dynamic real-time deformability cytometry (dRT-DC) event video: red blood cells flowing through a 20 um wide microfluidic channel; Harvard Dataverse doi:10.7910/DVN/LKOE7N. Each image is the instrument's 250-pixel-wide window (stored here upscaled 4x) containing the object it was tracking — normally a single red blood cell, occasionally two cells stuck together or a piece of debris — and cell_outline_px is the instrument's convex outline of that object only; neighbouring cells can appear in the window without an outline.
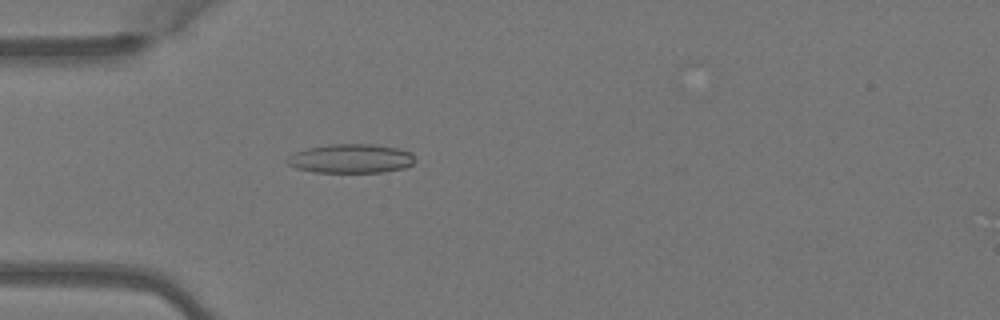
{"species": "Egyptian fruit bat (a non-hibernating species)", "species_latin": "Rousettus aegyptiacus", "temperature_condition": "warm", "stored_images_in_passage": 5, "camera_frame_rate_fps": 3000, "um_per_image_px": 0.085, "animal": {"sex": "female"}, "frame": {"image": 1, "passage_image": 5, "time_ms": 1.333, "image_size_px": [1000, 320], "cell_outline_px": [[416, 160], [412, 164], [404, 168], [384, 172], [316, 172], [296, 168], [288, 164], [284, 160], [288, 156], [296, 152], [308, 148], [328, 144], [372, 144], [400, 148], [412, 152]], "centroid_in_image_um": [29.86, 13.47], "position_along_channel_um": 55.1, "area_um2": 21.79}}